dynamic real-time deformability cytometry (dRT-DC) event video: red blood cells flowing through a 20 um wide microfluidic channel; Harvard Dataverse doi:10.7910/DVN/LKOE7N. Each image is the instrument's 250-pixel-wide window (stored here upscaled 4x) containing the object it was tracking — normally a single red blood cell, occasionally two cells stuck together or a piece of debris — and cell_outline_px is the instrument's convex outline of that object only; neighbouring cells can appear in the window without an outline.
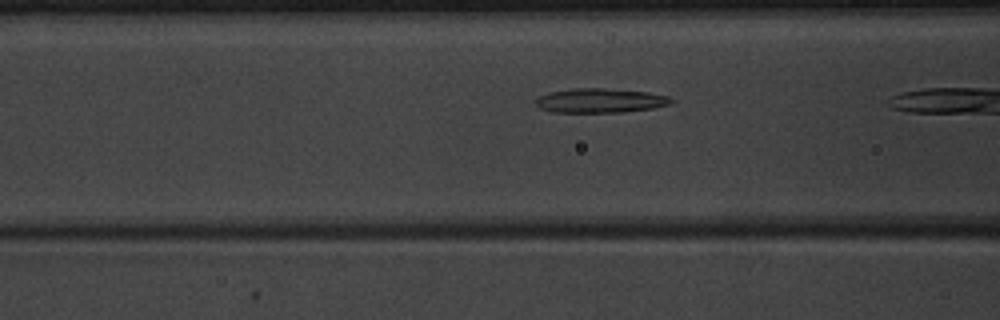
{"species": "common noctule bat (a hibernating species)", "species_latin": "Nyctalus noctula", "temperature_condition": "warm", "stored_images_in_passage": 6, "camera_frame_rate_fps": 3000, "um_per_image_px": 0.085, "animal": {"sex": "male", "body_mass_g": 20.1, "forearm_length_mm": 53.5}, "frame": {"image": 1, "passage_image": 5, "time_ms": 1.333, "image_size_px": [1000, 320], "cell_outline_px": [[676, 100], [672, 104], [652, 108], [624, 112], [552, 112], [540, 108], [536, 104], [536, 100], [540, 96], [552, 92], [576, 88], [604, 88], [648, 92], [668, 96]], "centroid_in_image_um": [51.08, 8.55], "position_along_channel_um": 115.5, "area_um2": 19.13}}